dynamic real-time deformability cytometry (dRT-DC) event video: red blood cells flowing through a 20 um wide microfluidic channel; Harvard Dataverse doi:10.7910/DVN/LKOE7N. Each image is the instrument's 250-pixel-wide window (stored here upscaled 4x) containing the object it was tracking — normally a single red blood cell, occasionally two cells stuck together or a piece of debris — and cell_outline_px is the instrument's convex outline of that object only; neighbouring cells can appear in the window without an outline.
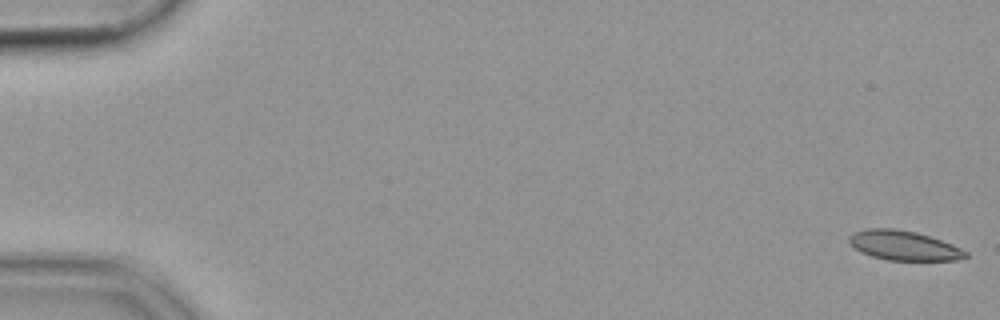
{"species": "common noctule bat (a hibernating species)", "species_latin": "Nyctalus noctula", "temperature_condition": "cold", "stored_images_in_passage": 55, "camera_frame_rate_fps": 3000, "um_per_image_px": 0.085, "animal": {"sex": "female", "body_mass_g": 19.9}, "frame": {"image": 1, "passage_image": 1, "time_ms": 0.0, "image_size_px": [1000, 320], "cell_outline_px": [[968, 256], [956, 260], [888, 260], [872, 256], [860, 252], [848, 240], [848, 236], [852, 232], [868, 228], [892, 228], [916, 232], [952, 244], [968, 252]], "centroid_in_image_um": [76.79, 20.86], "position_along_channel_um": 8.2, "area_um2": 19.94}}
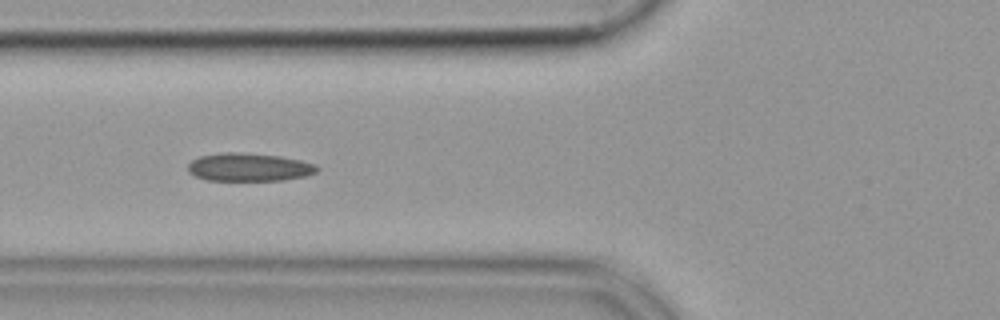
{"frame": {"image": 2, "passage_image": 21, "time_ms": 6.667, "image_size_px": [1000, 320], "cell_outline_px": [[320, 168], [316, 172], [304, 176], [284, 180], [204, 180], [188, 172], [188, 164], [192, 160], [200, 156], [224, 152], [236, 152], [280, 156], [300, 160], [316, 164]], "centroid_in_image_um": [21.16, 14.21], "position_along_channel_um": 104.6, "area_um2": 21.1}}
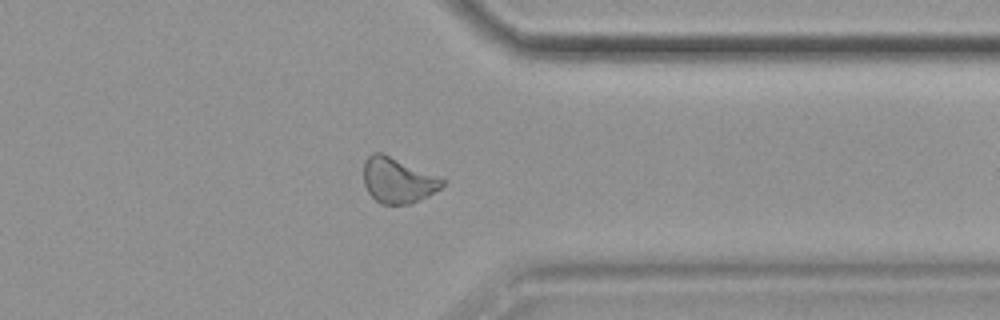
{"frame": {"image": 3, "passage_image": 43, "time_ms": 14.0, "image_size_px": [1000, 320], "cell_outline_px": [[444, 184], [440, 188], [428, 196], [412, 204], [380, 204], [368, 192], [364, 184], [364, 160], [372, 152], [380, 152], [444, 180]], "centroid_in_image_um": [33.76, 15.35], "position_along_channel_um": 377.6, "area_um2": 20.35}}